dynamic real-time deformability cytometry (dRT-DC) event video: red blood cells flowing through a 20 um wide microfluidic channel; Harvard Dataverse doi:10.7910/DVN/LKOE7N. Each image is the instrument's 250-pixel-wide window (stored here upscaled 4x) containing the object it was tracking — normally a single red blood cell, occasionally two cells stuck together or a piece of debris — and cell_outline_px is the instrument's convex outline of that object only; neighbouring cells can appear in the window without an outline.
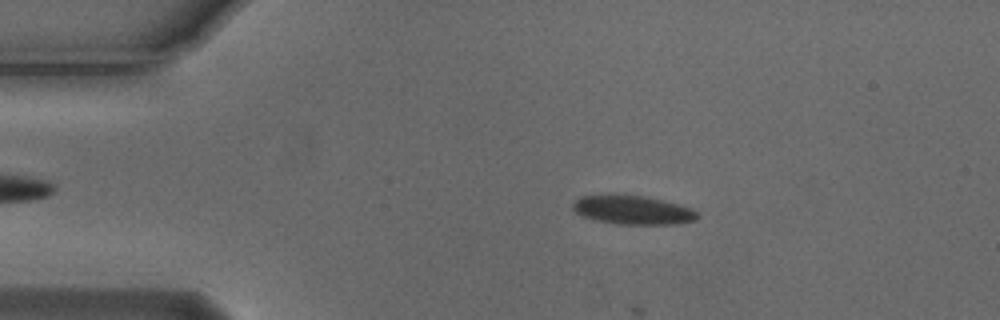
{"species": "Egyptian fruit bat (a non-hibernating species)", "species_latin": "Rousettus aegyptiacus", "temperature_condition": "cold", "stored_images_in_passage": 5, "camera_frame_rate_fps": 3000, "um_per_image_px": 0.085, "animal": {"sex": "male"}, "frame": {"image": 1, "passage_image": 2, "time_ms": 0.333, "image_size_px": [1000, 320], "cell_outline_px": [[696, 220], [676, 224], [616, 224], [596, 220], [584, 216], [576, 212], [572, 208], [572, 204], [580, 196], [640, 196], [660, 200], [692, 208], [696, 212]], "centroid_in_image_um": [53.78, 17.88], "position_along_channel_um": 31.2, "area_um2": 20.23}}